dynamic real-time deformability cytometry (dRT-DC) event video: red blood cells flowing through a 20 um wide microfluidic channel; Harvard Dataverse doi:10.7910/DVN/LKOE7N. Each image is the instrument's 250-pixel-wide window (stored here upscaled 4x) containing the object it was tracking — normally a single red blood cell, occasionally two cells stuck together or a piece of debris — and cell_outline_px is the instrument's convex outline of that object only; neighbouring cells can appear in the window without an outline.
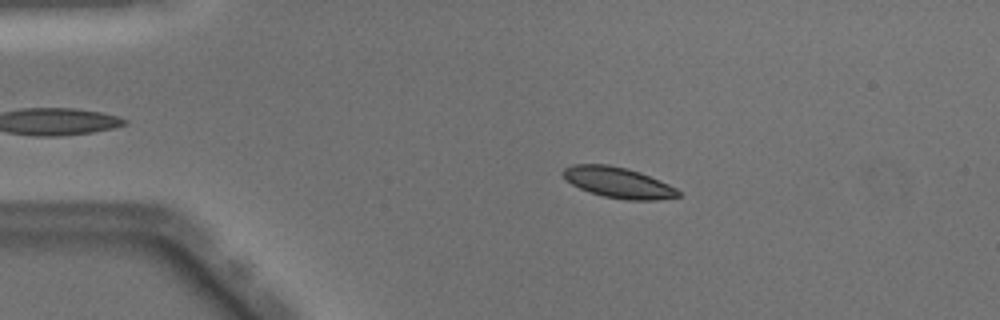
{"species": "Egyptian fruit bat (a non-hibernating species)", "species_latin": "Rousettus aegyptiacus", "temperature_condition": "warm", "stored_images_in_passage": 40, "camera_frame_rate_fps": 3000, "um_per_image_px": 0.085, "animal": {"sex": "male"}, "frame": {"image": 1, "passage_image": 10, "time_ms": 3.0, "image_size_px": [1000, 320], "cell_outline_px": [[680, 196], [656, 200], [628, 200], [604, 196], [580, 188], [572, 184], [560, 172], [564, 168], [572, 164], [608, 164], [628, 168], [640, 172], [668, 184], [676, 188], [680, 192]], "centroid_in_image_um": [52.54, 15.5], "position_along_channel_um": 32.5, "area_um2": 20.46}}
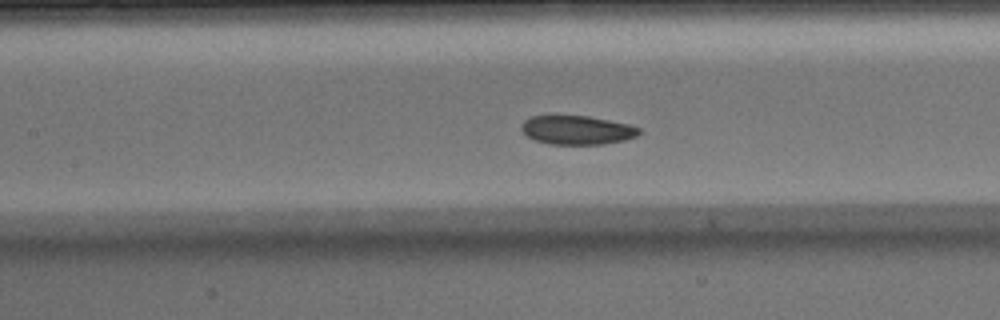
{"frame": {"image": 2, "passage_image": 23, "time_ms": 7.333, "image_size_px": [1000, 320], "cell_outline_px": [[640, 132], [636, 136], [624, 140], [604, 144], [548, 144], [536, 140], [528, 136], [520, 128], [520, 124], [524, 120], [532, 116], [556, 112], [588, 116], [628, 124], [640, 128]], "centroid_in_image_um": [48.97, 11.0], "position_along_channel_um": 158.4, "area_um2": 20.46}}
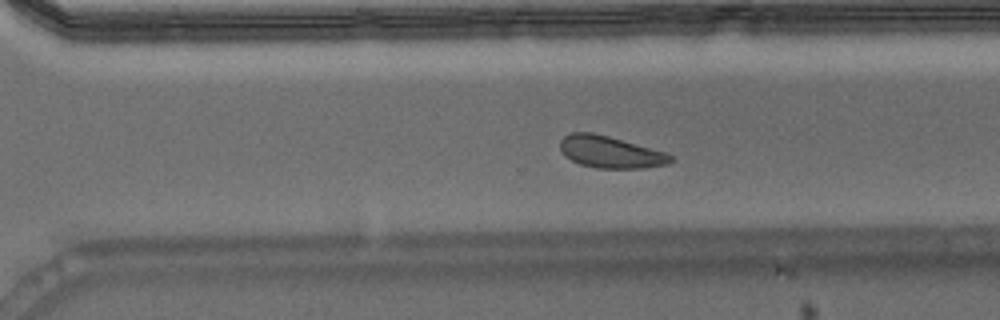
{"frame": {"image": 3, "passage_image": 35, "time_ms": 11.333, "image_size_px": [1000, 320], "cell_outline_px": [[672, 160], [668, 164], [644, 168], [596, 168], [580, 164], [572, 160], [560, 148], [560, 140], [564, 136], [572, 132], [592, 132], [608, 136], [664, 152], [672, 156]], "centroid_in_image_um": [51.87, 12.92], "position_along_channel_um": 318.7, "area_um2": 20.17}, "authors_computed_cell_mechanics": {"area_um2": 20.4901, "velocity_mm_per_s": 4.0134, "shape_relaxation_time_tau1_ms": 1.7213, "shape_relaxation_time_tau2_ms": null, "deformation_change_tau1": 0.0598, "deformation_change_tau2": null}}